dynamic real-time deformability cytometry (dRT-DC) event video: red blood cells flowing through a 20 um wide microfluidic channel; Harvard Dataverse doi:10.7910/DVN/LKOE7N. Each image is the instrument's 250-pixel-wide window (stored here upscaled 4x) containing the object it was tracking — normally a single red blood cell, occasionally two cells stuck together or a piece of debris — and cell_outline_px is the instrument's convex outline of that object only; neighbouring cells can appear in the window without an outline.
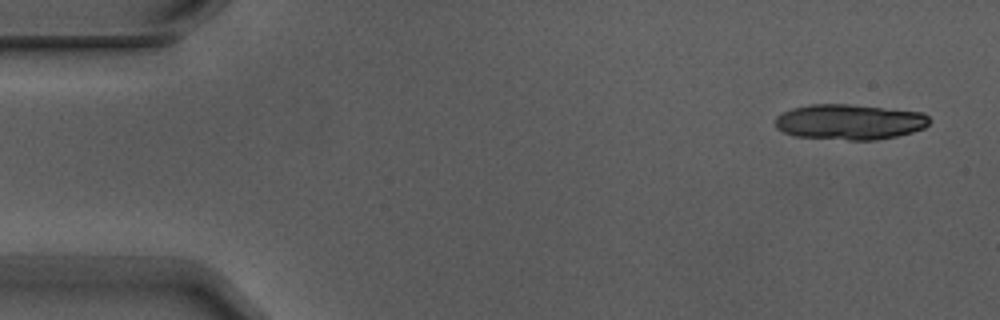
{"species": "Egyptian fruit bat (a non-hibernating species)", "species_latin": "Rousettus aegyptiacus", "temperature_condition": "warm", "stored_images_in_passage": 6, "camera_frame_rate_fps": 3000, "um_per_image_px": 0.085, "animal": {"sex": "male"}, "frame": {"image": 1, "passage_image": 1, "time_ms": 0.0, "image_size_px": [1000, 320], "cell_outline_px": [[932, 120], [924, 128], [912, 132], [896, 136], [876, 140], [848, 140], [796, 136], [784, 132], [776, 128], [776, 116], [792, 108], [812, 104], [848, 104], [924, 112]], "centroid_in_image_um": [72.24, 10.36], "position_along_channel_um": 12.8, "area_um2": 31.85}}